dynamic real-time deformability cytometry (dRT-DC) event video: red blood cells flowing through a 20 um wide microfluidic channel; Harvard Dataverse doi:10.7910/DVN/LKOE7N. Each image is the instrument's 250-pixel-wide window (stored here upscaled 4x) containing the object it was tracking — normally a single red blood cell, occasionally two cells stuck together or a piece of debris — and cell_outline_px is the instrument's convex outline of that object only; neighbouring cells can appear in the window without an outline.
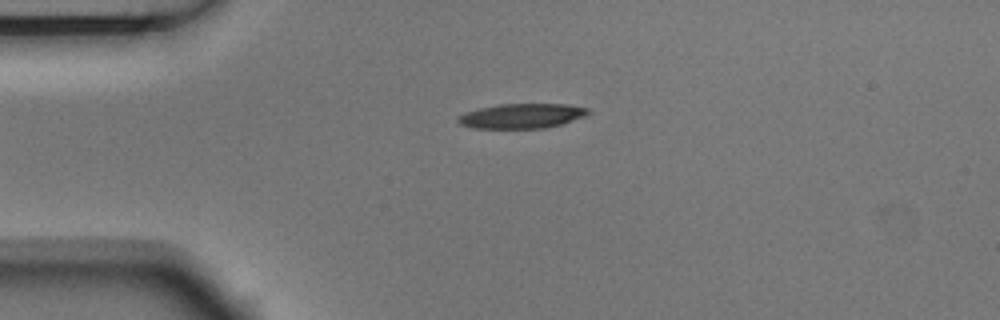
{"species": "Egyptian fruit bat (a non-hibernating species)", "species_latin": "Rousettus aegyptiacus", "temperature_condition": "room temperature", "stored_images_in_passage": 4, "camera_frame_rate_fps": 3000, "um_per_image_px": 0.085, "animal": {"sex": "male"}, "frame": {"image": 1, "passage_image": 4, "time_ms": 1.0, "image_size_px": [1000, 320], "cell_outline_px": [[592, 112], [584, 116], [564, 124], [544, 128], [472, 128], [460, 124], [456, 120], [456, 116], [464, 112], [480, 108], [500, 104], [568, 104], [588, 108]], "centroid_in_image_um": [44.35, 9.85], "position_along_channel_um": 40.7, "area_um2": 18.96}}